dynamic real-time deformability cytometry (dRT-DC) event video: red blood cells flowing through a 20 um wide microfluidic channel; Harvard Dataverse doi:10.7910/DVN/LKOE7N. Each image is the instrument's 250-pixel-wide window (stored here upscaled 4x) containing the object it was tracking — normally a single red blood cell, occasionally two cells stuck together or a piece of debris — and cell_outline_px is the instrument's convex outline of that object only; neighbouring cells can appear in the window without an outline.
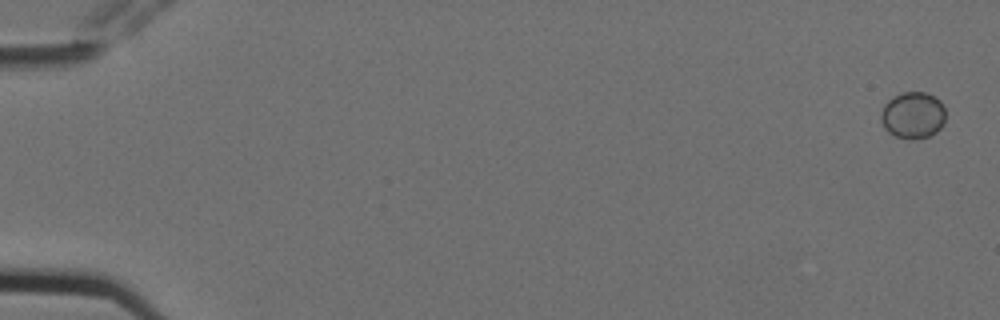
{"species": "Egyptian fruit bat (a non-hibernating species)", "species_latin": "Rousettus aegyptiacus", "temperature_condition": "cold", "stored_images_in_passage": 7, "camera_frame_rate_fps": 3000, "um_per_image_px": 0.085, "animal": {"sex": "female"}, "frame": {"image": 1, "passage_image": 1, "time_ms": 0.0, "image_size_px": [1000, 320], "cell_outline_px": [[944, 124], [936, 132], [928, 136], [912, 140], [896, 136], [888, 132], [884, 128], [880, 120], [880, 112], [884, 104], [892, 96], [900, 92], [924, 92], [940, 100], [944, 108]], "centroid_in_image_um": [77.56, 9.79], "position_along_channel_um": 7.4, "area_um2": 17.74}}
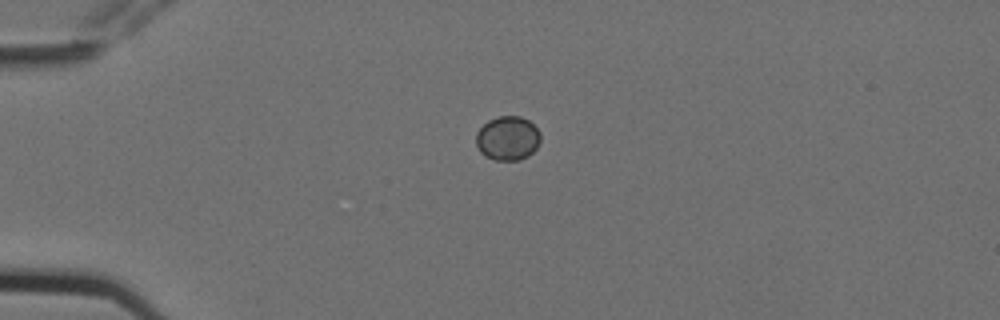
{"frame": {"image": 2, "passage_image": 5, "time_ms": 1.333, "image_size_px": [1000, 320], "cell_outline_px": [[540, 140], [536, 148], [528, 156], [520, 160], [496, 160], [484, 156], [480, 152], [476, 144], [476, 132], [488, 120], [500, 116], [520, 116], [528, 120], [540, 132]], "centroid_in_image_um": [43.14, 11.76], "position_along_channel_um": 41.9, "area_um2": 16.59}}
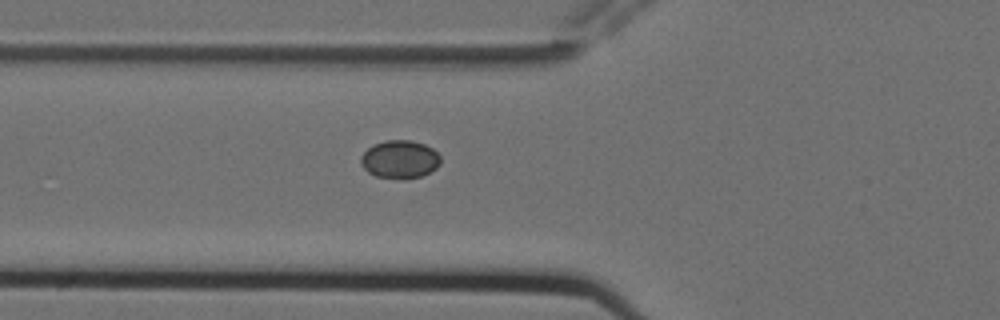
{"frame": {"image": 3, "passage_image": 7, "time_ms": 2.0, "image_size_px": [1000, 320], "cell_outline_px": [[440, 164], [436, 168], [420, 176], [408, 180], [376, 176], [368, 172], [360, 164], [360, 156], [372, 144], [384, 140], [408, 140], [424, 144], [432, 148], [440, 156]], "centroid_in_image_um": [33.96, 13.54], "position_along_channel_um": 91.8, "area_um2": 17.8}}